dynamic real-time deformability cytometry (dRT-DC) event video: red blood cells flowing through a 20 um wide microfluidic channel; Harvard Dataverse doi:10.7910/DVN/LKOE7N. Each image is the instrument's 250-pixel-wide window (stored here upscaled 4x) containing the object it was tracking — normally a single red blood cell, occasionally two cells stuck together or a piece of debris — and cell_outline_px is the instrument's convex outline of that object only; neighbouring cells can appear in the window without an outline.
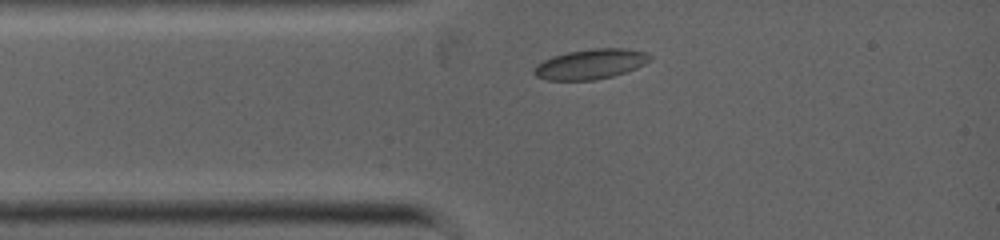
{"species": "common noctule bat (a hibernating species)", "species_latin": "Nyctalus noctula", "temperature_condition": "warm", "stored_images_in_passage": 3, "camera_frame_rate_fps": 5000, "um_per_image_px": 0.085, "animal": {"sex": "female", "body_mass_g": 19.0, "forearm_length_mm": 53.3}, "frame": {"image": 1, "passage_image": 1, "time_ms": 0.0, "image_size_px": [1000, 240], "cell_outline_px": [[652, 60], [636, 68], [612, 76], [592, 80], [548, 80], [536, 76], [532, 72], [532, 68], [536, 64], [552, 56], [568, 52], [592, 48], [628, 48], [648, 52], [652, 56]], "centroid_in_image_um": [50.21, 5.43], "position_along_channel_um": 34.8, "area_um2": 20.46}}